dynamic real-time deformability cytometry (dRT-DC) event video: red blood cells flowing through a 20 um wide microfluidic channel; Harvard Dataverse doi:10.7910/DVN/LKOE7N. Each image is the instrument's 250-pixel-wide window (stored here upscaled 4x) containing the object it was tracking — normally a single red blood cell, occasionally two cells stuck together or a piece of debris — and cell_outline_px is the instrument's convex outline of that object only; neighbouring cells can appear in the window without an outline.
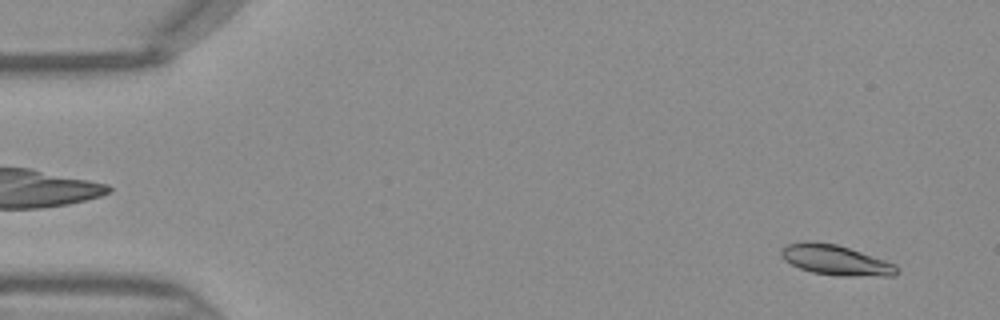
{"species": "Egyptian fruit bat (a non-hibernating species)", "species_latin": "Rousettus aegyptiacus", "temperature_condition": "warm", "stored_images_in_passage": 46, "camera_frame_rate_fps": 3000, "um_per_image_px": 0.085, "frame": {"image": 1, "passage_image": 3, "time_ms": 0.667, "image_size_px": [1000, 320], "cell_outline_px": [[900, 272], [896, 276], [836, 276], [812, 272], [800, 268], [784, 260], [780, 256], [780, 248], [788, 244], [804, 240], [808, 240], [836, 244], [896, 264]], "centroid_in_image_um": [71.02, 22.11], "position_along_channel_um": 14.0, "area_um2": 20.52}}
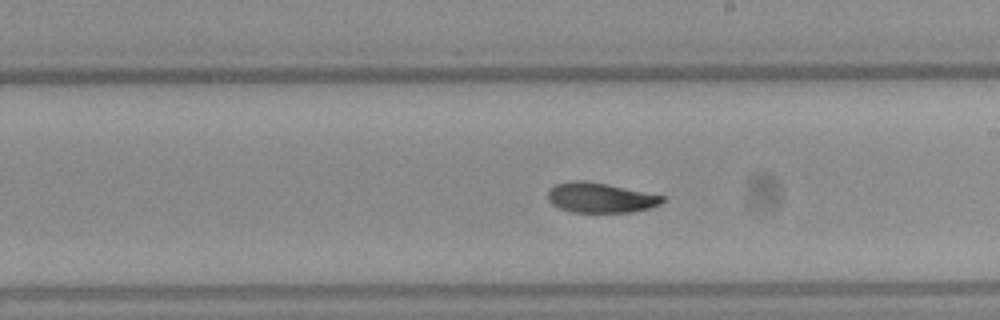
{"frame": {"image": 2, "passage_image": 26, "time_ms": 8.333, "image_size_px": [1000, 320], "cell_outline_px": [[664, 200], [660, 204], [652, 208], [632, 212], [572, 212], [560, 208], [552, 204], [548, 200], [548, 192], [556, 184], [576, 180], [584, 180], [664, 196]], "centroid_in_image_um": [51.03, 16.82], "position_along_channel_um": 238.0, "area_um2": 19.71}}
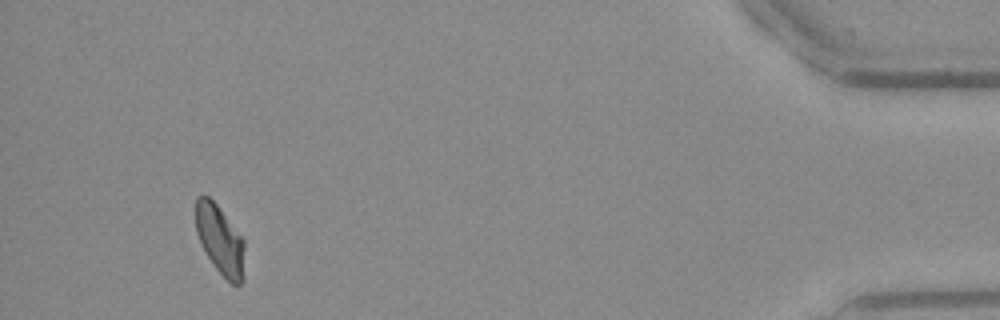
{"frame": {"image": 3, "passage_image": 43, "time_ms": 14.0, "image_size_px": [1000, 320], "cell_outline_px": [[244, 280], [240, 284], [232, 284], [212, 264], [200, 244], [196, 232], [196, 196], [208, 196], [216, 204], [244, 240]], "centroid_in_image_um": [18.7, 20.42], "position_along_channel_um": 416.5, "area_um2": 19.59}}